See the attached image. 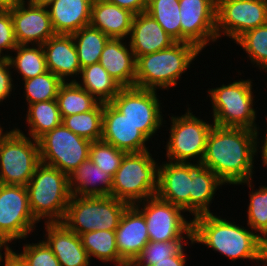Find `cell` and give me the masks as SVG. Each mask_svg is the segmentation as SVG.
Segmentation results:
<instances>
[{
	"mask_svg": "<svg viewBox=\"0 0 267 266\" xmlns=\"http://www.w3.org/2000/svg\"><path fill=\"white\" fill-rule=\"evenodd\" d=\"M257 140V131L214 125L201 165L211 169L226 186L253 180L259 154Z\"/></svg>",
	"mask_w": 267,
	"mask_h": 266,
	"instance_id": "cell-1",
	"label": "cell"
},
{
	"mask_svg": "<svg viewBox=\"0 0 267 266\" xmlns=\"http://www.w3.org/2000/svg\"><path fill=\"white\" fill-rule=\"evenodd\" d=\"M247 227L217 216V213L201 214L192 218V240L231 261L249 259L265 265L267 243Z\"/></svg>",
	"mask_w": 267,
	"mask_h": 266,
	"instance_id": "cell-2",
	"label": "cell"
},
{
	"mask_svg": "<svg viewBox=\"0 0 267 266\" xmlns=\"http://www.w3.org/2000/svg\"><path fill=\"white\" fill-rule=\"evenodd\" d=\"M201 52L192 43L176 42L169 48L139 56L136 59L135 87L158 91L174 89Z\"/></svg>",
	"mask_w": 267,
	"mask_h": 266,
	"instance_id": "cell-3",
	"label": "cell"
},
{
	"mask_svg": "<svg viewBox=\"0 0 267 266\" xmlns=\"http://www.w3.org/2000/svg\"><path fill=\"white\" fill-rule=\"evenodd\" d=\"M26 187L31 213L38 222L63 221L72 196L69 176L40 162Z\"/></svg>",
	"mask_w": 267,
	"mask_h": 266,
	"instance_id": "cell-4",
	"label": "cell"
},
{
	"mask_svg": "<svg viewBox=\"0 0 267 266\" xmlns=\"http://www.w3.org/2000/svg\"><path fill=\"white\" fill-rule=\"evenodd\" d=\"M252 81L254 80L237 79L227 85L223 83L220 87L208 89L207 97L210 98L213 111L211 121L214 125L246 128L259 134L261 130L256 122L258 112L254 109L256 96L253 93Z\"/></svg>",
	"mask_w": 267,
	"mask_h": 266,
	"instance_id": "cell-5",
	"label": "cell"
},
{
	"mask_svg": "<svg viewBox=\"0 0 267 266\" xmlns=\"http://www.w3.org/2000/svg\"><path fill=\"white\" fill-rule=\"evenodd\" d=\"M152 155L149 150L126 153L112 178V197L135 205L156 196L160 162Z\"/></svg>",
	"mask_w": 267,
	"mask_h": 266,
	"instance_id": "cell-6",
	"label": "cell"
},
{
	"mask_svg": "<svg viewBox=\"0 0 267 266\" xmlns=\"http://www.w3.org/2000/svg\"><path fill=\"white\" fill-rule=\"evenodd\" d=\"M127 206L112 196L72 195L62 222L79 236L89 231H115Z\"/></svg>",
	"mask_w": 267,
	"mask_h": 266,
	"instance_id": "cell-7",
	"label": "cell"
},
{
	"mask_svg": "<svg viewBox=\"0 0 267 266\" xmlns=\"http://www.w3.org/2000/svg\"><path fill=\"white\" fill-rule=\"evenodd\" d=\"M186 112L179 116L171 115L169 138L166 142L165 158L171 162L201 164L205 153L209 132L214 126L210 119L207 122L195 116L190 105ZM196 158V159H195Z\"/></svg>",
	"mask_w": 267,
	"mask_h": 266,
	"instance_id": "cell-8",
	"label": "cell"
},
{
	"mask_svg": "<svg viewBox=\"0 0 267 266\" xmlns=\"http://www.w3.org/2000/svg\"><path fill=\"white\" fill-rule=\"evenodd\" d=\"M40 163L39 143L11 128L0 143V184L26 186Z\"/></svg>",
	"mask_w": 267,
	"mask_h": 266,
	"instance_id": "cell-9",
	"label": "cell"
},
{
	"mask_svg": "<svg viewBox=\"0 0 267 266\" xmlns=\"http://www.w3.org/2000/svg\"><path fill=\"white\" fill-rule=\"evenodd\" d=\"M38 143L40 162L56 167L69 176L89 158L92 142L60 124L43 135Z\"/></svg>",
	"mask_w": 267,
	"mask_h": 266,
	"instance_id": "cell-10",
	"label": "cell"
},
{
	"mask_svg": "<svg viewBox=\"0 0 267 266\" xmlns=\"http://www.w3.org/2000/svg\"><path fill=\"white\" fill-rule=\"evenodd\" d=\"M157 92V90L142 89L135 86L124 87L110 102L150 141L158 135L159 129L166 124L162 114L160 95Z\"/></svg>",
	"mask_w": 267,
	"mask_h": 266,
	"instance_id": "cell-11",
	"label": "cell"
},
{
	"mask_svg": "<svg viewBox=\"0 0 267 266\" xmlns=\"http://www.w3.org/2000/svg\"><path fill=\"white\" fill-rule=\"evenodd\" d=\"M143 213L149 241L192 240V219L187 220L185 211L157 196L135 204Z\"/></svg>",
	"mask_w": 267,
	"mask_h": 266,
	"instance_id": "cell-12",
	"label": "cell"
},
{
	"mask_svg": "<svg viewBox=\"0 0 267 266\" xmlns=\"http://www.w3.org/2000/svg\"><path fill=\"white\" fill-rule=\"evenodd\" d=\"M38 223L29 207L27 187L0 184V238L8 246L25 241Z\"/></svg>",
	"mask_w": 267,
	"mask_h": 266,
	"instance_id": "cell-13",
	"label": "cell"
},
{
	"mask_svg": "<svg viewBox=\"0 0 267 266\" xmlns=\"http://www.w3.org/2000/svg\"><path fill=\"white\" fill-rule=\"evenodd\" d=\"M267 24V0H217V39L236 41L246 31Z\"/></svg>",
	"mask_w": 267,
	"mask_h": 266,
	"instance_id": "cell-14",
	"label": "cell"
},
{
	"mask_svg": "<svg viewBox=\"0 0 267 266\" xmlns=\"http://www.w3.org/2000/svg\"><path fill=\"white\" fill-rule=\"evenodd\" d=\"M181 42L196 45L201 51L217 42V0H179Z\"/></svg>",
	"mask_w": 267,
	"mask_h": 266,
	"instance_id": "cell-15",
	"label": "cell"
},
{
	"mask_svg": "<svg viewBox=\"0 0 267 266\" xmlns=\"http://www.w3.org/2000/svg\"><path fill=\"white\" fill-rule=\"evenodd\" d=\"M9 10L18 45H43L56 34L47 7L35 6L21 0Z\"/></svg>",
	"mask_w": 267,
	"mask_h": 266,
	"instance_id": "cell-16",
	"label": "cell"
},
{
	"mask_svg": "<svg viewBox=\"0 0 267 266\" xmlns=\"http://www.w3.org/2000/svg\"><path fill=\"white\" fill-rule=\"evenodd\" d=\"M101 140L127 153L150 150V140L111 103H104Z\"/></svg>",
	"mask_w": 267,
	"mask_h": 266,
	"instance_id": "cell-17",
	"label": "cell"
},
{
	"mask_svg": "<svg viewBox=\"0 0 267 266\" xmlns=\"http://www.w3.org/2000/svg\"><path fill=\"white\" fill-rule=\"evenodd\" d=\"M192 163L164 161L158 167L156 196L190 213Z\"/></svg>",
	"mask_w": 267,
	"mask_h": 266,
	"instance_id": "cell-18",
	"label": "cell"
},
{
	"mask_svg": "<svg viewBox=\"0 0 267 266\" xmlns=\"http://www.w3.org/2000/svg\"><path fill=\"white\" fill-rule=\"evenodd\" d=\"M115 233L119 256L127 264H132L149 242L143 213L135 205H128Z\"/></svg>",
	"mask_w": 267,
	"mask_h": 266,
	"instance_id": "cell-19",
	"label": "cell"
},
{
	"mask_svg": "<svg viewBox=\"0 0 267 266\" xmlns=\"http://www.w3.org/2000/svg\"><path fill=\"white\" fill-rule=\"evenodd\" d=\"M44 238L61 266H90L91 261L79 235L63 222H45ZM46 236V237H45Z\"/></svg>",
	"mask_w": 267,
	"mask_h": 266,
	"instance_id": "cell-20",
	"label": "cell"
},
{
	"mask_svg": "<svg viewBox=\"0 0 267 266\" xmlns=\"http://www.w3.org/2000/svg\"><path fill=\"white\" fill-rule=\"evenodd\" d=\"M42 48L48 71L63 82H75L78 79L81 65L71 34H55L42 45Z\"/></svg>",
	"mask_w": 267,
	"mask_h": 266,
	"instance_id": "cell-21",
	"label": "cell"
},
{
	"mask_svg": "<svg viewBox=\"0 0 267 266\" xmlns=\"http://www.w3.org/2000/svg\"><path fill=\"white\" fill-rule=\"evenodd\" d=\"M128 42L135 59L169 48L176 43L147 12L134 16Z\"/></svg>",
	"mask_w": 267,
	"mask_h": 266,
	"instance_id": "cell-22",
	"label": "cell"
},
{
	"mask_svg": "<svg viewBox=\"0 0 267 266\" xmlns=\"http://www.w3.org/2000/svg\"><path fill=\"white\" fill-rule=\"evenodd\" d=\"M125 40V42H124ZM128 39L110 38L101 53L99 63L122 87H134L136 59Z\"/></svg>",
	"mask_w": 267,
	"mask_h": 266,
	"instance_id": "cell-23",
	"label": "cell"
},
{
	"mask_svg": "<svg viewBox=\"0 0 267 266\" xmlns=\"http://www.w3.org/2000/svg\"><path fill=\"white\" fill-rule=\"evenodd\" d=\"M135 14L105 0H93L90 26L109 38H129Z\"/></svg>",
	"mask_w": 267,
	"mask_h": 266,
	"instance_id": "cell-24",
	"label": "cell"
},
{
	"mask_svg": "<svg viewBox=\"0 0 267 266\" xmlns=\"http://www.w3.org/2000/svg\"><path fill=\"white\" fill-rule=\"evenodd\" d=\"M93 0H54L48 6L56 34H72L90 24Z\"/></svg>",
	"mask_w": 267,
	"mask_h": 266,
	"instance_id": "cell-25",
	"label": "cell"
},
{
	"mask_svg": "<svg viewBox=\"0 0 267 266\" xmlns=\"http://www.w3.org/2000/svg\"><path fill=\"white\" fill-rule=\"evenodd\" d=\"M225 184L209 168L192 163V187L190 191V214L192 218L211 213V204L217 190Z\"/></svg>",
	"mask_w": 267,
	"mask_h": 266,
	"instance_id": "cell-26",
	"label": "cell"
},
{
	"mask_svg": "<svg viewBox=\"0 0 267 266\" xmlns=\"http://www.w3.org/2000/svg\"><path fill=\"white\" fill-rule=\"evenodd\" d=\"M112 177L90 158L69 175V188L75 196H111Z\"/></svg>",
	"mask_w": 267,
	"mask_h": 266,
	"instance_id": "cell-27",
	"label": "cell"
},
{
	"mask_svg": "<svg viewBox=\"0 0 267 266\" xmlns=\"http://www.w3.org/2000/svg\"><path fill=\"white\" fill-rule=\"evenodd\" d=\"M75 82L100 103H110L122 88L100 63L81 68Z\"/></svg>",
	"mask_w": 267,
	"mask_h": 266,
	"instance_id": "cell-28",
	"label": "cell"
},
{
	"mask_svg": "<svg viewBox=\"0 0 267 266\" xmlns=\"http://www.w3.org/2000/svg\"><path fill=\"white\" fill-rule=\"evenodd\" d=\"M82 245L90 261L94 257L114 266L128 265L120 256L116 246V233L110 230L89 231L80 235Z\"/></svg>",
	"mask_w": 267,
	"mask_h": 266,
	"instance_id": "cell-29",
	"label": "cell"
},
{
	"mask_svg": "<svg viewBox=\"0 0 267 266\" xmlns=\"http://www.w3.org/2000/svg\"><path fill=\"white\" fill-rule=\"evenodd\" d=\"M26 124L28 137L39 140L47 132L62 124V117L56 99L42 101L27 106Z\"/></svg>",
	"mask_w": 267,
	"mask_h": 266,
	"instance_id": "cell-30",
	"label": "cell"
},
{
	"mask_svg": "<svg viewBox=\"0 0 267 266\" xmlns=\"http://www.w3.org/2000/svg\"><path fill=\"white\" fill-rule=\"evenodd\" d=\"M7 57L12 71L18 73L22 80L31 79L47 72L42 45H18ZM17 71V72H16Z\"/></svg>",
	"mask_w": 267,
	"mask_h": 266,
	"instance_id": "cell-31",
	"label": "cell"
},
{
	"mask_svg": "<svg viewBox=\"0 0 267 266\" xmlns=\"http://www.w3.org/2000/svg\"><path fill=\"white\" fill-rule=\"evenodd\" d=\"M71 35L81 68L99 63L104 46L110 38L90 25L82 27Z\"/></svg>",
	"mask_w": 267,
	"mask_h": 266,
	"instance_id": "cell-32",
	"label": "cell"
},
{
	"mask_svg": "<svg viewBox=\"0 0 267 266\" xmlns=\"http://www.w3.org/2000/svg\"><path fill=\"white\" fill-rule=\"evenodd\" d=\"M56 101L62 118L91 111L100 103L76 82H64L60 86Z\"/></svg>",
	"mask_w": 267,
	"mask_h": 266,
	"instance_id": "cell-33",
	"label": "cell"
},
{
	"mask_svg": "<svg viewBox=\"0 0 267 266\" xmlns=\"http://www.w3.org/2000/svg\"><path fill=\"white\" fill-rule=\"evenodd\" d=\"M254 180L238 183L249 187V204L247 207V226L267 243V186L260 185L256 189Z\"/></svg>",
	"mask_w": 267,
	"mask_h": 266,
	"instance_id": "cell-34",
	"label": "cell"
},
{
	"mask_svg": "<svg viewBox=\"0 0 267 266\" xmlns=\"http://www.w3.org/2000/svg\"><path fill=\"white\" fill-rule=\"evenodd\" d=\"M103 109L104 103H99L91 111L63 117L62 124L91 142L99 141L102 138Z\"/></svg>",
	"mask_w": 267,
	"mask_h": 266,
	"instance_id": "cell-35",
	"label": "cell"
},
{
	"mask_svg": "<svg viewBox=\"0 0 267 266\" xmlns=\"http://www.w3.org/2000/svg\"><path fill=\"white\" fill-rule=\"evenodd\" d=\"M146 12L151 15L176 42H181L179 0H148Z\"/></svg>",
	"mask_w": 267,
	"mask_h": 266,
	"instance_id": "cell-36",
	"label": "cell"
},
{
	"mask_svg": "<svg viewBox=\"0 0 267 266\" xmlns=\"http://www.w3.org/2000/svg\"><path fill=\"white\" fill-rule=\"evenodd\" d=\"M233 43L246 52L252 66L267 72V24L246 31Z\"/></svg>",
	"mask_w": 267,
	"mask_h": 266,
	"instance_id": "cell-37",
	"label": "cell"
},
{
	"mask_svg": "<svg viewBox=\"0 0 267 266\" xmlns=\"http://www.w3.org/2000/svg\"><path fill=\"white\" fill-rule=\"evenodd\" d=\"M64 82L50 71L31 79L23 80L24 100L27 106L42 101L55 100Z\"/></svg>",
	"mask_w": 267,
	"mask_h": 266,
	"instance_id": "cell-38",
	"label": "cell"
},
{
	"mask_svg": "<svg viewBox=\"0 0 267 266\" xmlns=\"http://www.w3.org/2000/svg\"><path fill=\"white\" fill-rule=\"evenodd\" d=\"M23 249L18 253L10 247V253L22 266H61L51 248L44 240L37 243H22Z\"/></svg>",
	"mask_w": 267,
	"mask_h": 266,
	"instance_id": "cell-39",
	"label": "cell"
},
{
	"mask_svg": "<svg viewBox=\"0 0 267 266\" xmlns=\"http://www.w3.org/2000/svg\"><path fill=\"white\" fill-rule=\"evenodd\" d=\"M126 153L109 143L99 140L91 143L89 158L102 171L113 178Z\"/></svg>",
	"mask_w": 267,
	"mask_h": 266,
	"instance_id": "cell-40",
	"label": "cell"
},
{
	"mask_svg": "<svg viewBox=\"0 0 267 266\" xmlns=\"http://www.w3.org/2000/svg\"><path fill=\"white\" fill-rule=\"evenodd\" d=\"M184 244L195 245L193 240H172V241H149L143 248L141 254L131 264L132 266H150V261L169 260Z\"/></svg>",
	"mask_w": 267,
	"mask_h": 266,
	"instance_id": "cell-41",
	"label": "cell"
},
{
	"mask_svg": "<svg viewBox=\"0 0 267 266\" xmlns=\"http://www.w3.org/2000/svg\"><path fill=\"white\" fill-rule=\"evenodd\" d=\"M17 46L10 10L0 9V54L7 58Z\"/></svg>",
	"mask_w": 267,
	"mask_h": 266,
	"instance_id": "cell-42",
	"label": "cell"
},
{
	"mask_svg": "<svg viewBox=\"0 0 267 266\" xmlns=\"http://www.w3.org/2000/svg\"><path fill=\"white\" fill-rule=\"evenodd\" d=\"M11 69L8 59L4 58L0 62V104H2L5 99H9L12 94L11 92H14L17 88L15 87L16 85H14L15 81H13L14 78H12L14 75Z\"/></svg>",
	"mask_w": 267,
	"mask_h": 266,
	"instance_id": "cell-43",
	"label": "cell"
},
{
	"mask_svg": "<svg viewBox=\"0 0 267 266\" xmlns=\"http://www.w3.org/2000/svg\"><path fill=\"white\" fill-rule=\"evenodd\" d=\"M107 2L116 4L117 6L127 9L132 13L139 14L146 12L148 0H105Z\"/></svg>",
	"mask_w": 267,
	"mask_h": 266,
	"instance_id": "cell-44",
	"label": "cell"
},
{
	"mask_svg": "<svg viewBox=\"0 0 267 266\" xmlns=\"http://www.w3.org/2000/svg\"><path fill=\"white\" fill-rule=\"evenodd\" d=\"M186 245L189 244H185L174 256L169 257V260L150 261V266H186L187 255L184 253L187 251Z\"/></svg>",
	"mask_w": 267,
	"mask_h": 266,
	"instance_id": "cell-45",
	"label": "cell"
},
{
	"mask_svg": "<svg viewBox=\"0 0 267 266\" xmlns=\"http://www.w3.org/2000/svg\"><path fill=\"white\" fill-rule=\"evenodd\" d=\"M265 119H266V124H267V115H266ZM265 131H266L265 135L260 136V137H264L263 139L259 137V135H262L261 133L257 134L258 138H259L257 140V149H258V152L261 154V158H262L261 161L263 163L262 166L267 168V129ZM259 149H260V151H259Z\"/></svg>",
	"mask_w": 267,
	"mask_h": 266,
	"instance_id": "cell-46",
	"label": "cell"
},
{
	"mask_svg": "<svg viewBox=\"0 0 267 266\" xmlns=\"http://www.w3.org/2000/svg\"><path fill=\"white\" fill-rule=\"evenodd\" d=\"M4 249V254L2 253ZM10 253V246H8L1 238H0V265L1 262L3 263V260L5 259V257H7V255H9ZM4 255V256H3ZM4 257V258H3Z\"/></svg>",
	"mask_w": 267,
	"mask_h": 266,
	"instance_id": "cell-47",
	"label": "cell"
},
{
	"mask_svg": "<svg viewBox=\"0 0 267 266\" xmlns=\"http://www.w3.org/2000/svg\"><path fill=\"white\" fill-rule=\"evenodd\" d=\"M3 262V266H22L20 262L11 253H9V255L5 257Z\"/></svg>",
	"mask_w": 267,
	"mask_h": 266,
	"instance_id": "cell-48",
	"label": "cell"
},
{
	"mask_svg": "<svg viewBox=\"0 0 267 266\" xmlns=\"http://www.w3.org/2000/svg\"><path fill=\"white\" fill-rule=\"evenodd\" d=\"M21 0H0V9H11Z\"/></svg>",
	"mask_w": 267,
	"mask_h": 266,
	"instance_id": "cell-49",
	"label": "cell"
},
{
	"mask_svg": "<svg viewBox=\"0 0 267 266\" xmlns=\"http://www.w3.org/2000/svg\"><path fill=\"white\" fill-rule=\"evenodd\" d=\"M28 3L39 6V7H48L54 0H26Z\"/></svg>",
	"mask_w": 267,
	"mask_h": 266,
	"instance_id": "cell-50",
	"label": "cell"
},
{
	"mask_svg": "<svg viewBox=\"0 0 267 266\" xmlns=\"http://www.w3.org/2000/svg\"><path fill=\"white\" fill-rule=\"evenodd\" d=\"M9 130H4V126L3 128L1 127V124H0V143H1V140L3 139V136L8 132Z\"/></svg>",
	"mask_w": 267,
	"mask_h": 266,
	"instance_id": "cell-51",
	"label": "cell"
},
{
	"mask_svg": "<svg viewBox=\"0 0 267 266\" xmlns=\"http://www.w3.org/2000/svg\"><path fill=\"white\" fill-rule=\"evenodd\" d=\"M5 57L0 54V62L4 59Z\"/></svg>",
	"mask_w": 267,
	"mask_h": 266,
	"instance_id": "cell-52",
	"label": "cell"
}]
</instances>
